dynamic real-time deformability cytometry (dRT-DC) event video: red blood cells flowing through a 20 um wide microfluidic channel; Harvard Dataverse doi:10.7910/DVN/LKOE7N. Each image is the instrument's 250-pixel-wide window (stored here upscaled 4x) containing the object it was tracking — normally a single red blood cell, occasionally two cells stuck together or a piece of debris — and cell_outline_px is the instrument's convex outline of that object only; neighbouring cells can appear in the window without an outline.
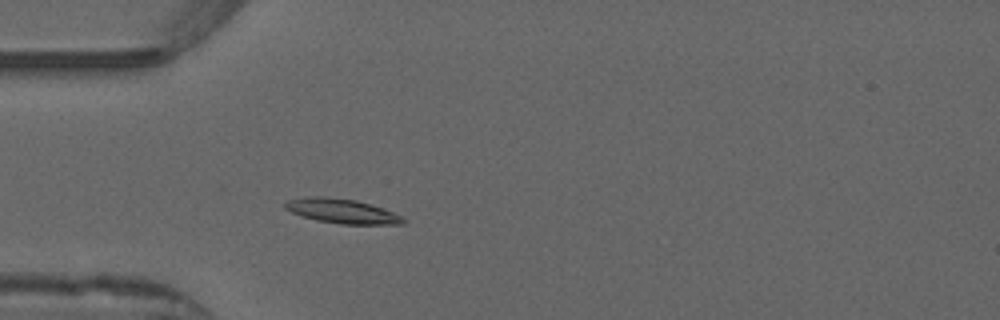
{"species": "common noctule bat (a hibernating species)", "species_latin": "Nyctalus noctula", "temperature_condition": "warm", "stored_images_in_passage": 48, "camera_frame_rate_fps": 3000, "um_per_image_px": 0.085, "animal": {"sex": "male", "forearm_length_mm": 52.5}, "frame": {"image": 1, "passage_image": 11, "time_ms": 3.333, "image_size_px": [1000, 320], "cell_outline_px": [[408, 220], [404, 224], [340, 224], [316, 220], [300, 216], [284, 208], [284, 204], [288, 200], [308, 196], [328, 196], [356, 200], [392, 212]], "centroid_in_image_um": [29.03, 17.94], "position_along_channel_um": 56.0, "area_um2": 16.82}}
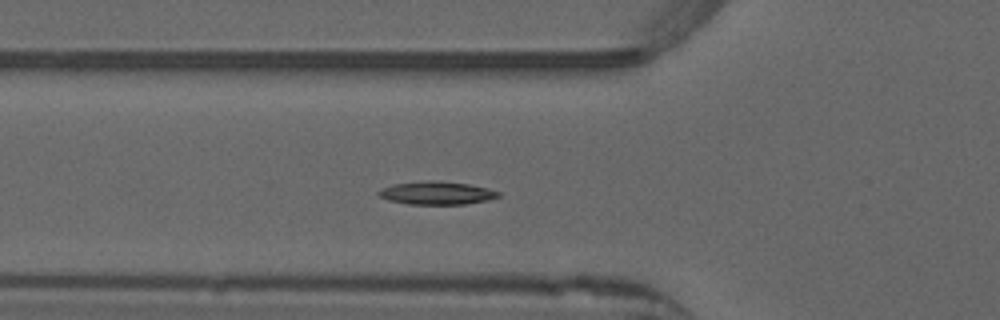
{"frame": {"image": 2, "passage_image": 14, "time_ms": 4.333, "image_size_px": [1000, 320], "cell_outline_px": [[500, 196], [488, 200], [464, 204], [408, 204], [388, 200], [380, 196], [376, 192], [384, 188], [396, 184], [420, 180], [424, 180], [468, 184], [488, 188], [500, 192]], "centroid_in_image_um": [37.13, 16.41], "position_along_channel_um": 88.7, "area_um2": 15.9}}
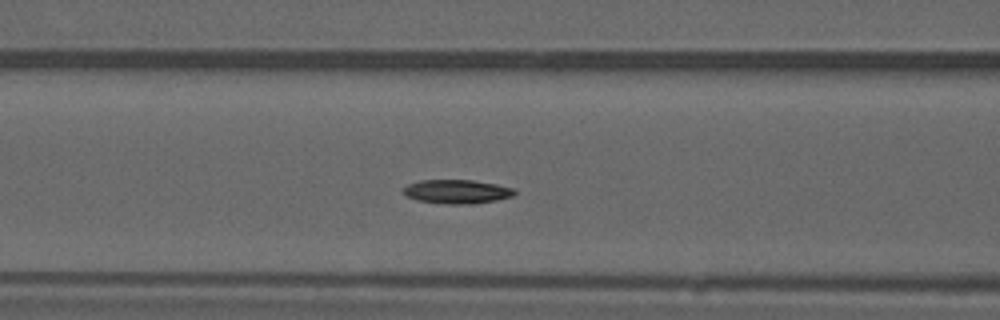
{"frame": {"image": 3, "passage_image": 17, "time_ms": 5.333, "image_size_px": [1000, 320], "cell_outline_px": [[516, 192], [512, 196], [496, 200], [472, 204], [448, 204], [416, 200], [404, 196], [400, 192], [408, 184], [420, 180], [472, 180], [496, 184], [516, 188]], "centroid_in_image_um": [38.81, 16.28], "position_along_channel_um": 127.8, "area_um2": 15.66}, "authors_computed_cell_mechanics": {"area_um2": 15.4037, "velocity_mm_per_s": 3.8801, "shape_relaxation_time_tau1_ms": 5.1891, "shape_relaxation_time_tau2_ms": null, "deformation_change_tau1": 0.1717, "deformation_change_tau2": null}}